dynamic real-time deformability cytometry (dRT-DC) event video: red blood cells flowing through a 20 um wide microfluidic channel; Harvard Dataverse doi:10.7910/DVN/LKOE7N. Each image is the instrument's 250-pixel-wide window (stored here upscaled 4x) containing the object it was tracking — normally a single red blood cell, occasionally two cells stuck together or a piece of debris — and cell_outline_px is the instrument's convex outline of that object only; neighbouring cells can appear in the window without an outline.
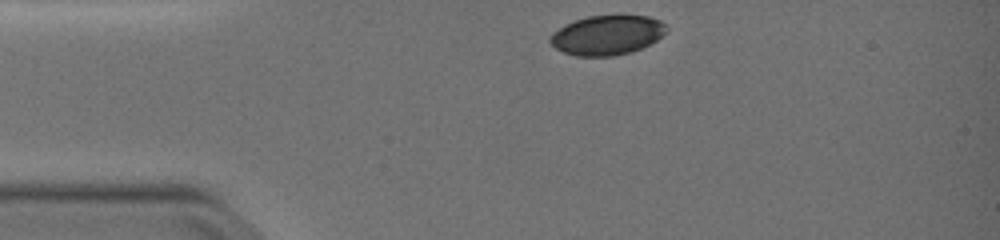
{"species": "common noctule bat (a hibernating species)", "species_latin": "Nyctalus noctula", "temperature_condition": "warm", "stored_images_in_passage": 36, "camera_frame_rate_fps": 3000, "um_per_image_px": 0.085, "animal": {"sex": "female", "body_mass_g": 19.0, "forearm_length_mm": 51.5}, "frame": {"image": 1, "passage_image": 1, "time_ms": 0.0, "image_size_px": [1000, 240], "cell_outline_px": [[668, 32], [656, 40], [632, 52], [612, 56], [576, 56], [564, 52], [556, 48], [548, 40], [548, 36], [552, 32], [576, 20], [588, 16], [620, 12], [648, 16], [660, 20], [668, 24]], "centroid_in_image_um": [51.66, 2.93], "position_along_channel_um": 33.3, "area_um2": 27.63}}
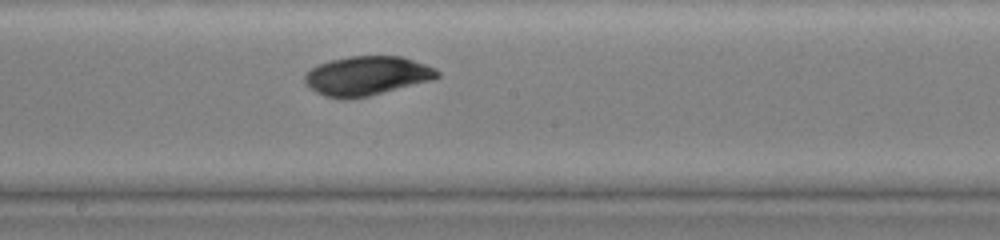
{"frame": {"image": 2, "passage_image": 19, "time_ms": 6.0, "image_size_px": [1000, 240], "cell_outline_px": [[440, 76], [436, 80], [368, 96], [348, 100], [344, 100], [324, 96], [316, 92], [304, 84], [304, 76], [312, 68], [328, 60], [348, 56], [400, 56], [436, 68], [440, 72]], "centroid_in_image_um": [31.19, 6.46], "position_along_channel_um": 217.0, "area_um2": 30.63}}
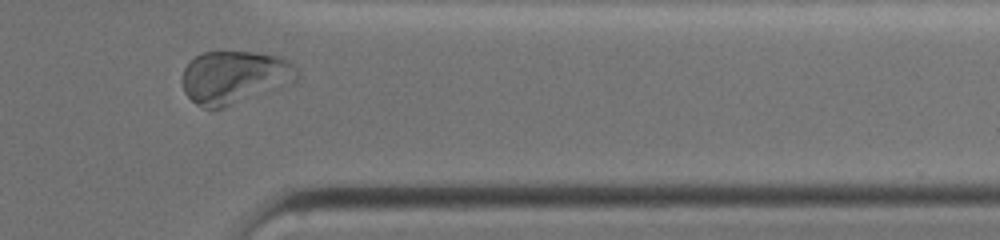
{"frame": {"image": 3, "passage_image": 33, "time_ms": 10.667, "image_size_px": [1000, 240], "cell_outline_px": [[300, 76], [296, 80], [280, 88], [224, 108], [204, 108], [196, 104], [184, 92], [180, 80], [184, 68], [196, 56], [204, 52], [252, 52], [280, 56], [288, 60], [296, 68]], "centroid_in_image_um": [19.93, 6.57], "position_along_channel_um": 391.5, "area_um2": 35.6}}